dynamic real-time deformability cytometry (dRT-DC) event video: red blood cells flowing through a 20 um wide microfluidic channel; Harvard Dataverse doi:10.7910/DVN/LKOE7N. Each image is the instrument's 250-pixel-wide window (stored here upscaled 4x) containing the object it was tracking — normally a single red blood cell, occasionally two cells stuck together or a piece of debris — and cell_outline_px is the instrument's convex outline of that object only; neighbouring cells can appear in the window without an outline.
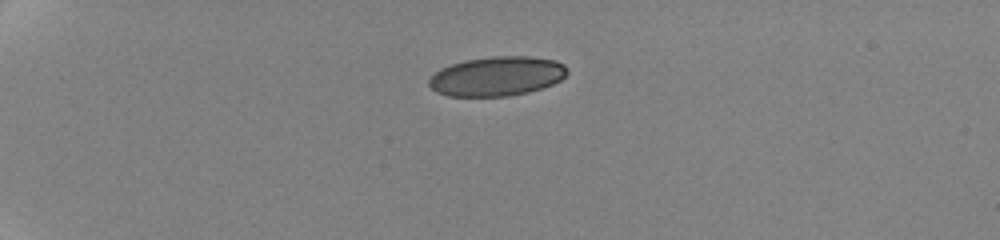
{"species": "human", "species_latin": "Homo sapiens", "temperature_condition": "cold", "stored_images_in_passage": 14, "camera_frame_rate_fps": 3000, "um_per_image_px": 0.085, "donor": {"sex": "female"}, "frame": {"image": 1, "passage_image": 1, "time_ms": 0.0, "image_size_px": [1000, 240], "cell_outline_px": [[568, 72], [560, 80], [552, 84], [528, 92], [508, 96], [448, 96], [436, 92], [428, 84], [428, 80], [440, 68], [464, 60], [496, 56], [528, 56], [556, 60], [564, 64]], "centroid_in_image_um": [42.23, 6.48], "position_along_channel_um": 42.8, "area_um2": 31.67}}
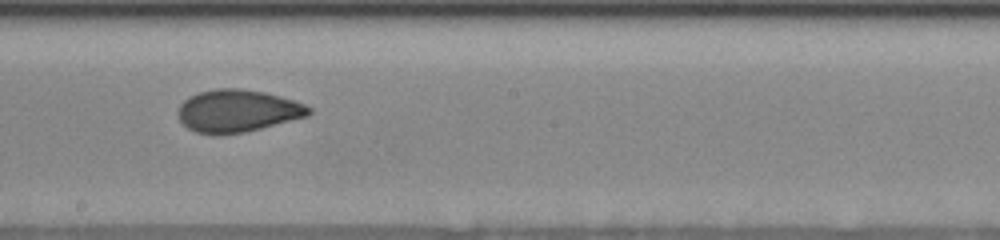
{"frame": {"image": 2, "passage_image": 7, "time_ms": 7.0, "image_size_px": [1000, 240], "cell_outline_px": [[312, 112], [308, 116], [244, 132], [216, 136], [212, 136], [196, 132], [188, 128], [180, 120], [180, 104], [184, 100], [200, 92], [216, 88], [240, 88], [264, 92], [280, 96], [304, 104], [312, 108]], "centroid_in_image_um": [20.2, 9.44], "position_along_channel_um": 228.0, "area_um2": 32.19}}
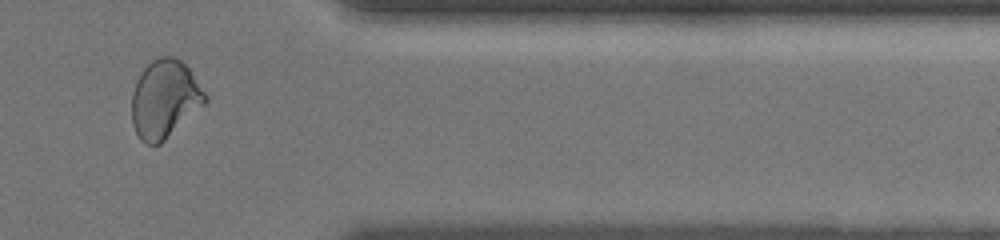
{"frame": {"image": 3, "passage_image": 12, "time_ms": 12.0, "image_size_px": [1000, 240], "cell_outline_px": [[208, 100], [204, 104], [160, 144], [144, 144], [140, 140], [132, 124], [132, 92], [136, 80], [144, 68], [152, 60], [160, 56], [172, 56], [180, 60], [188, 68], [208, 96]], "centroid_in_image_um": [13.98, 8.42], "position_along_channel_um": 397.4, "area_um2": 33.18}, "authors_computed_cell_mechanics": {"area_um2": 32.368, "velocity_mm_per_s": 3.5303, "shape_relaxation_time_tau1_ms": null, "shape_relaxation_time_tau2_ms": 2.5706, "deformation_change_tau1": null, "deformation_change_tau2": 0.0378}}